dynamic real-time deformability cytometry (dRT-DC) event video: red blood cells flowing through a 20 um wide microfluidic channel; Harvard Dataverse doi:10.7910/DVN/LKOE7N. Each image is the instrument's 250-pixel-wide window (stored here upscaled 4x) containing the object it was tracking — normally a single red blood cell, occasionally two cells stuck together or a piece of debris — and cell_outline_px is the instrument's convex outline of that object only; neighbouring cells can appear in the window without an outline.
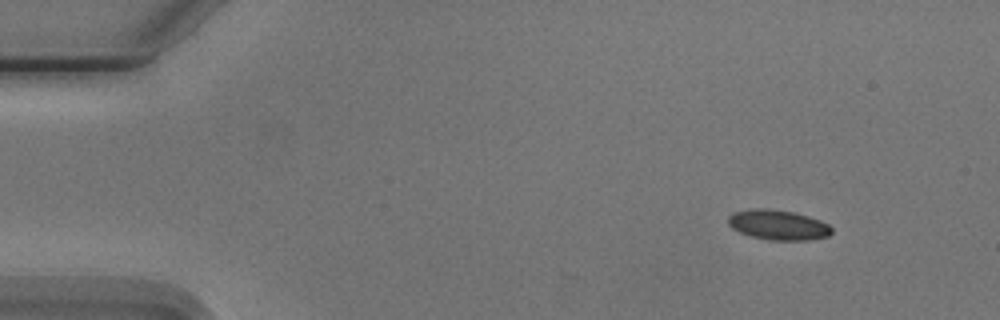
{"species": "Egyptian fruit bat (a non-hibernating species)", "species_latin": "Rousettus aegyptiacus", "temperature_condition": "cold", "stored_images_in_passage": 5, "camera_frame_rate_fps": 3000, "um_per_image_px": 0.085, "animal": {"sex": "male"}, "frame": {"image": 1, "passage_image": 1, "time_ms": 0.0, "image_size_px": [1000, 320], "cell_outline_px": [[832, 232], [828, 236], [808, 240], [772, 240], [752, 236], [740, 232], [732, 228], [728, 224], [728, 216], [732, 212], [756, 208], [764, 208], [796, 212], [820, 220], [828, 224], [832, 228]], "centroid_in_image_um": [66.14, 19.1], "position_along_channel_um": 18.9, "area_um2": 18.09}}
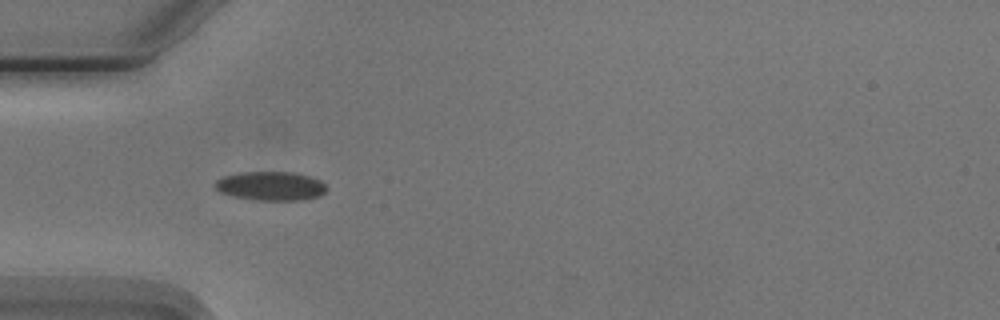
{"frame": {"image": 2, "passage_image": 4, "time_ms": 3.667, "image_size_px": [1000, 320], "cell_outline_px": [[328, 188], [320, 196], [304, 200], [256, 200], [232, 196], [220, 192], [216, 188], [216, 180], [224, 176], [240, 172], [292, 172], [308, 176], [320, 180]], "centroid_in_image_um": [23.03, 15.81], "position_along_channel_um": 62.0, "area_um2": 18.79}}
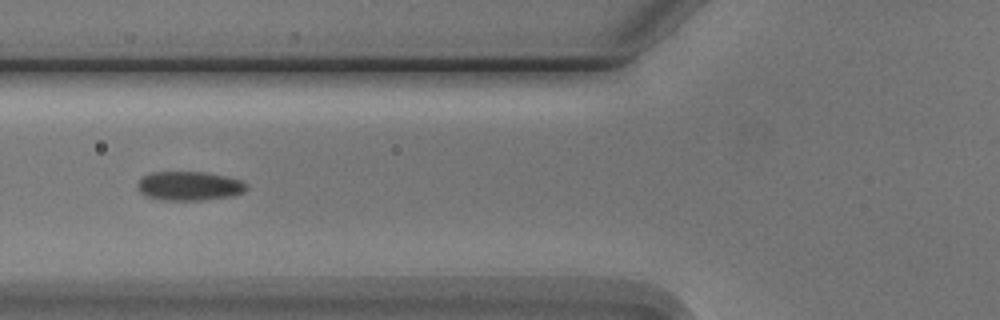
{"frame": {"image": 3, "passage_image": 5, "time_ms": 5.0, "image_size_px": [1000, 320], "cell_outline_px": [[248, 188], [244, 192], [232, 196], [200, 200], [164, 200], [144, 196], [140, 192], [136, 184], [144, 176], [152, 172], [204, 172], [224, 176], [240, 180], [248, 184]], "centroid_in_image_um": [16.09, 15.81], "position_along_channel_um": 109.7, "area_um2": 18.44}}